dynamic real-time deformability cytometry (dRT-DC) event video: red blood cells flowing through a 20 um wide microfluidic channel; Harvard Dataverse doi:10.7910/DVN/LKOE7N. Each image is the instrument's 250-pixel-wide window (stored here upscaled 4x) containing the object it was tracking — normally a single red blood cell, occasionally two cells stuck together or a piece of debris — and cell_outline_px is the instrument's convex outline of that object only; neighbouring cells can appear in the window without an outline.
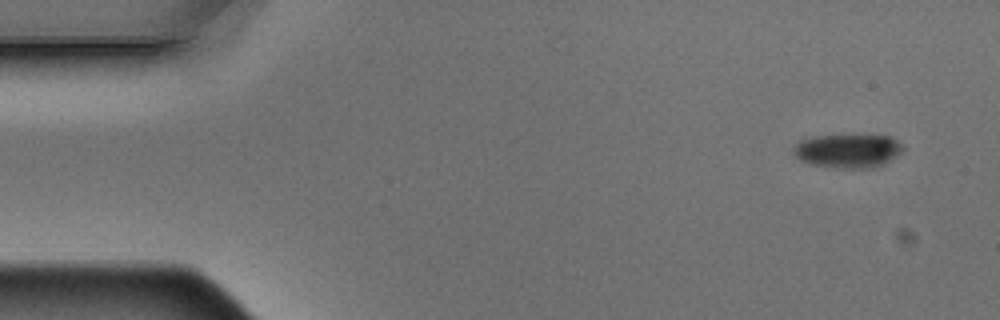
{"species": "Egyptian fruit bat (a non-hibernating species)", "species_latin": "Rousettus aegyptiacus", "temperature_condition": "warm", "stored_images_in_passage": 4, "camera_frame_rate_fps": 3000, "um_per_image_px": 0.085, "animal": {"sex": "male"}, "frame": {"image": 1, "passage_image": 1, "time_ms": 0.0, "image_size_px": [1000, 320], "cell_outline_px": [[904, 148], [900, 152], [888, 160], [872, 168], [832, 168], [808, 164], [800, 160], [792, 152], [796, 144], [800, 140], [816, 136], [852, 132], [892, 136], [900, 140], [904, 144]], "centroid_in_image_um": [72.07, 12.76], "position_along_channel_um": 12.9, "area_um2": 22.54}}
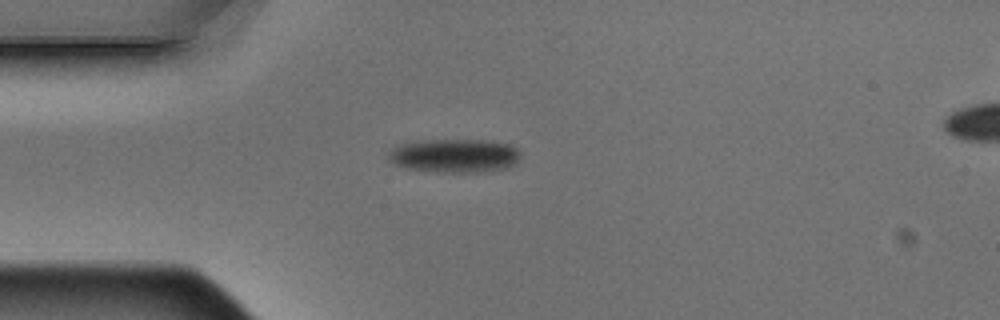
{"frame": {"image": 2, "passage_image": 4, "time_ms": 1.0, "image_size_px": [1000, 320], "cell_outline_px": [[520, 160], [516, 164], [508, 168], [480, 172], [436, 172], [404, 168], [388, 160], [388, 152], [392, 148], [404, 140], [484, 140], [508, 144], [516, 148], [520, 152]], "centroid_in_image_um": [38.59, 13.23], "position_along_channel_um": 46.4, "area_um2": 26.47}}